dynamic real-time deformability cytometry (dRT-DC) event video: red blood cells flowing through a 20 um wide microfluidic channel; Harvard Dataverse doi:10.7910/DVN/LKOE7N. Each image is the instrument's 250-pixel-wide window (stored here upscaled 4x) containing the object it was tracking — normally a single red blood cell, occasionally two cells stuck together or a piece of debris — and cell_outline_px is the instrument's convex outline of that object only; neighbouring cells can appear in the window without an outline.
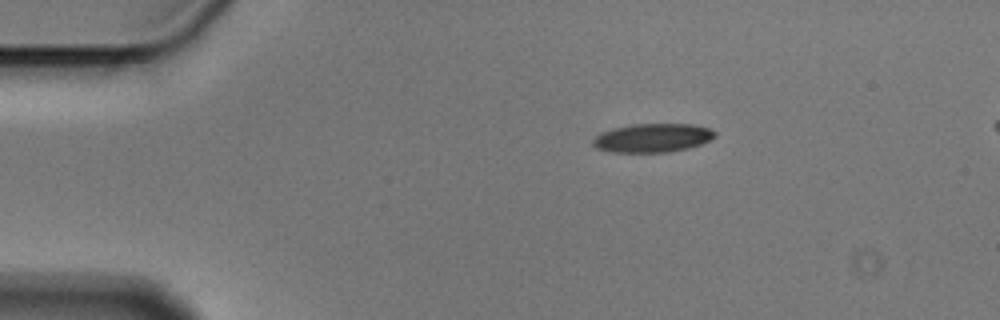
{"species": "Egyptian fruit bat (a non-hibernating species)", "species_latin": "Rousettus aegyptiacus", "temperature_condition": "cold", "stored_images_in_passage": 3, "segment_of_instrument_passage": [1, 2], "camera_frame_rate_fps": 3000, "um_per_image_px": 0.085, "animal": {"sex": "male"}, "frame": {"image": 1, "passage_image": 1, "time_ms": 0.0, "image_size_px": [1000, 320], "cell_outline_px": [[716, 136], [700, 144], [688, 148], [668, 152], [608, 152], [596, 148], [592, 144], [592, 140], [600, 132], [612, 128], [632, 124], [692, 124], [708, 128], [716, 132]], "centroid_in_image_um": [55.42, 11.72], "position_along_channel_um": 29.6, "area_um2": 20.46}}